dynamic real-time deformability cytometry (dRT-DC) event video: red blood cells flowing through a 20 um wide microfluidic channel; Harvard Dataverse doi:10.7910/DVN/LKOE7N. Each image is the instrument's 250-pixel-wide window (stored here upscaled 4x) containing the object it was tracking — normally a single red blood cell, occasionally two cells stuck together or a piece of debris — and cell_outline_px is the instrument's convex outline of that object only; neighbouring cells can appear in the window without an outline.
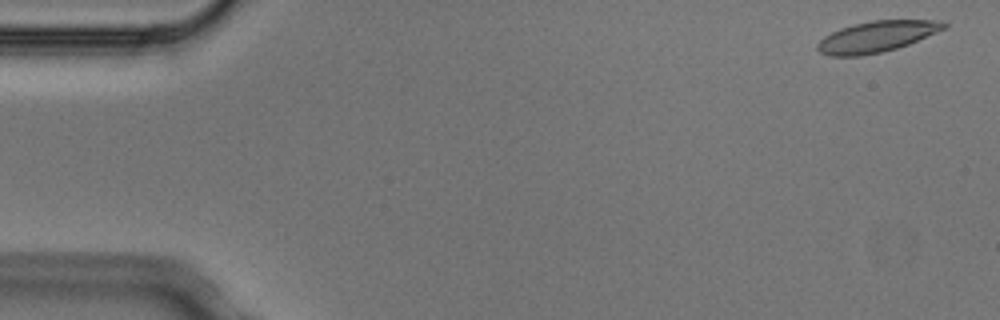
{"species": "Egyptian fruit bat (a non-hibernating species)", "species_latin": "Rousettus aegyptiacus", "temperature_condition": "cold", "stored_images_in_passage": 3, "camera_frame_rate_fps": 3000, "um_per_image_px": 0.085, "animal": {"sex": "male"}, "frame": {"image": 1, "passage_image": 1, "time_ms": 0.0, "image_size_px": [1000, 320], "cell_outline_px": [[948, 24], [944, 28], [936, 32], [908, 44], [896, 48], [880, 52], [860, 56], [828, 56], [820, 52], [816, 48], [816, 44], [824, 36], [840, 28], [852, 24], [872, 20], [940, 20]], "centroid_in_image_um": [74.46, 3.11], "position_along_channel_um": 10.5, "area_um2": 22.72}}